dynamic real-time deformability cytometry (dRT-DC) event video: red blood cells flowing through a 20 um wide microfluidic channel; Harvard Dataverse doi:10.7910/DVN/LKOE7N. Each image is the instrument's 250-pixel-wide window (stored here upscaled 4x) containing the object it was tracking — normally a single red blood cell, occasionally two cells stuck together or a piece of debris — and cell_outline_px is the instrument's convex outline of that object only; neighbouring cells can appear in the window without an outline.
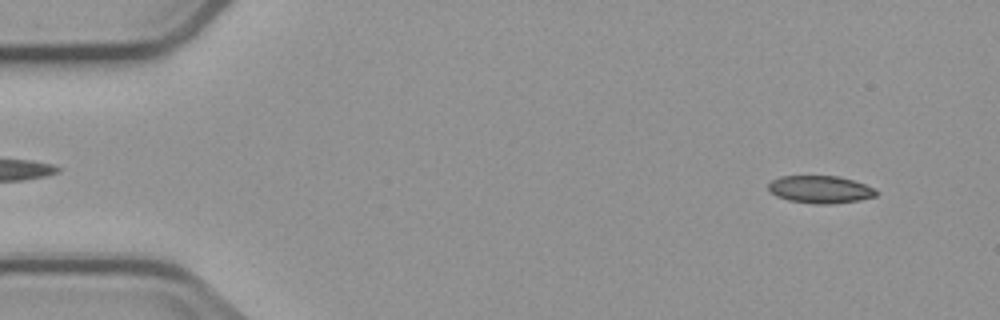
{"species": "common noctule bat (a hibernating species)", "species_latin": "Nyctalus noctula", "temperature_condition": "cold", "stored_images_in_passage": 4, "camera_frame_rate_fps": 3000, "um_per_image_px": 0.085, "animal": {"sex": "male", "body_mass_g": 23.1, "forearm_length_mm": 52.7}, "frame": {"image": 1, "passage_image": 1, "time_ms": 0.0, "image_size_px": [1000, 320], "cell_outline_px": [[880, 192], [876, 196], [860, 200], [828, 204], [816, 204], [788, 200], [776, 196], [768, 188], [768, 184], [772, 180], [780, 176], [840, 176], [864, 184]], "centroid_in_image_um": [69.72, 16.1], "position_along_channel_um": 15.3, "area_um2": 17.22}}
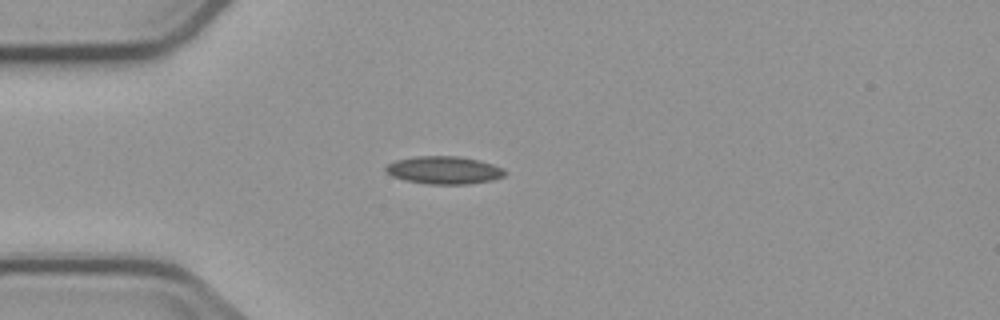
{"frame": {"image": 2, "passage_image": 3, "time_ms": 3.333, "image_size_px": [1000, 320], "cell_outline_px": [[508, 172], [504, 176], [492, 180], [468, 184], [428, 184], [404, 180], [392, 176], [384, 172], [384, 168], [388, 164], [396, 160], [416, 156], [460, 156], [480, 160], [504, 168]], "centroid_in_image_um": [37.75, 14.46], "position_along_channel_um": 47.3, "area_um2": 19.48}}